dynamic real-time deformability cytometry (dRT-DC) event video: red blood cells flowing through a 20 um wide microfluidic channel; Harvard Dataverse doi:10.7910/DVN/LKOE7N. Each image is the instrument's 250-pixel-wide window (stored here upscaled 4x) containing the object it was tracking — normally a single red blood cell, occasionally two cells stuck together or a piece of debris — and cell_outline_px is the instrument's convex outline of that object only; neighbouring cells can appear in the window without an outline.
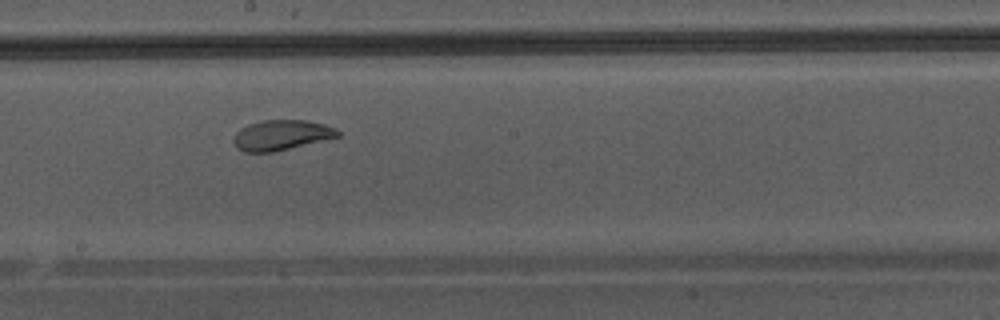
{"species": "Egyptian fruit bat (a non-hibernating species)", "species_latin": "Rousettus aegyptiacus", "temperature_condition": "warm", "stored_images_in_passage": 28, "camera_frame_rate_fps": 3000, "um_per_image_px": 0.085, "animal": {"sex": "male"}, "frame": {"image": 1, "passage_image": 13, "time_ms": 4.0, "image_size_px": [1000, 320], "cell_outline_px": [[340, 136], [272, 152], [244, 152], [236, 148], [232, 140], [236, 132], [240, 128], [248, 124], [260, 120], [304, 120], [324, 124], [336, 128], [340, 132]], "centroid_in_image_um": [23.87, 11.47], "position_along_channel_um": 224.3, "area_um2": 18.32}}
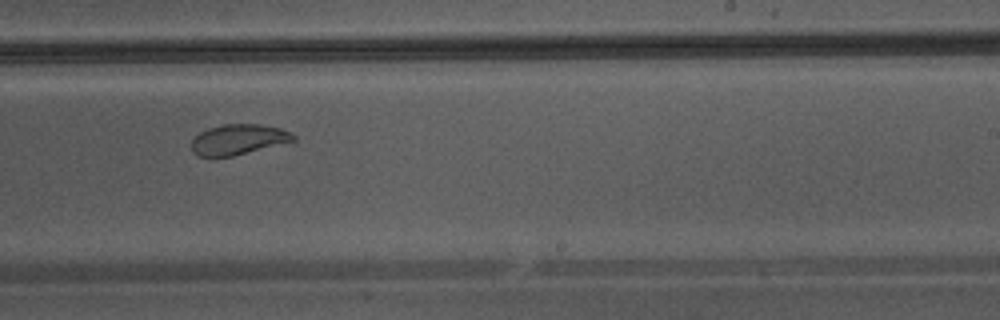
{"frame": {"image": 2, "passage_image": 16, "time_ms": 5.0, "image_size_px": [1000, 320], "cell_outline_px": [[296, 140], [232, 156], [196, 156], [192, 152], [192, 140], [200, 132], [208, 128], [220, 124], [260, 124], [280, 128], [296, 136]], "centroid_in_image_um": [20.23, 11.85], "position_along_channel_um": 268.8, "area_um2": 17.86}}